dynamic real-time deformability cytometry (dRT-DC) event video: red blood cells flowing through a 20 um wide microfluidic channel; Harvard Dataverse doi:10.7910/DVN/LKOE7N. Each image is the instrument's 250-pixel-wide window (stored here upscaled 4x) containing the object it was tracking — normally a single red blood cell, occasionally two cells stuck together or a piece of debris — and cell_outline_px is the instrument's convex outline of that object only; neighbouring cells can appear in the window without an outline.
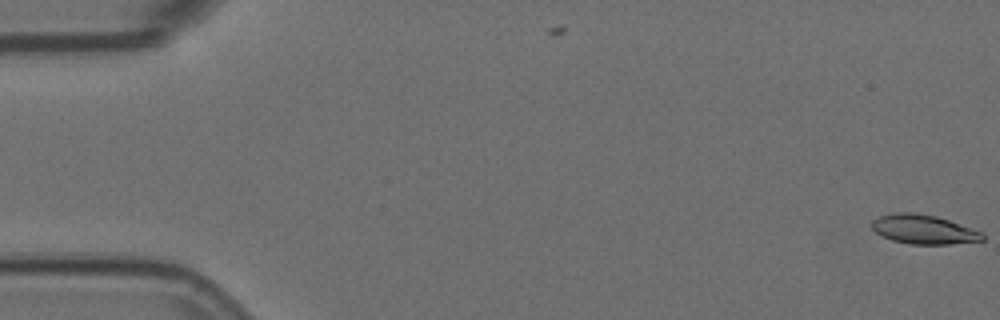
{"species": "Egyptian fruit bat (a non-hibernating species)", "species_latin": "Rousettus aegyptiacus", "temperature_condition": "room temperature", "stored_images_in_passage": 2, "camera_frame_rate_fps": 3000, "um_per_image_px": 0.085, "animal": {"sex": "female"}, "frame": {"image": 1, "passage_image": 2, "time_ms": 0.333, "image_size_px": [1000, 320], "cell_outline_px": [[984, 240], [948, 244], [912, 244], [892, 240], [880, 236], [872, 228], [872, 220], [880, 216], [892, 212], [912, 212], [936, 216], [984, 232]], "centroid_in_image_um": [78.49, 19.49], "position_along_channel_um": 6.5, "area_um2": 18.84}}